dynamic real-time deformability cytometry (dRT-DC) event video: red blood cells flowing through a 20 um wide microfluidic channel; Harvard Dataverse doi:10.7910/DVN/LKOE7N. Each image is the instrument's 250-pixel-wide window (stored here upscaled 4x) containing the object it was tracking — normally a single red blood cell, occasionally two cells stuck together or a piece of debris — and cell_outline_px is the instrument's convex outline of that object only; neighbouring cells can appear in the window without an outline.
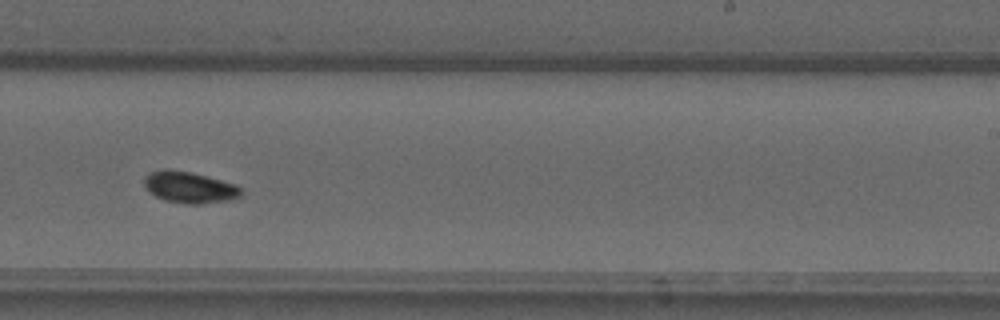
{"species": "common noctule bat (a hibernating species)", "species_latin": "Nyctalus noctula", "temperature_condition": "warm", "stored_images_in_passage": 30, "camera_frame_rate_fps": 3000, "um_per_image_px": 0.085, "animal": {"sex": "male", "forearm_length_mm": 52.5}, "frame": {"image": 1, "passage_image": 18, "time_ms": 5.667, "image_size_px": [1000, 320], "cell_outline_px": [[244, 192], [240, 196], [232, 200], [200, 204], [184, 204], [164, 200], [156, 196], [144, 184], [144, 176], [152, 172], [164, 168], [168, 168], [192, 172], [236, 184]], "centroid_in_image_um": [16.14, 15.92], "position_along_channel_um": 272.9, "area_um2": 17.86}, "authors_computed_cell_mechanics": {"area_um2": 16.9932, "velocity_mm_per_s": 3.8601, "shape_relaxation_time_tau1_ms": 4.3449, "shape_relaxation_time_tau2_ms": 0.554, "deformation_change_tau1": 0.1083, "deformation_change_tau2": 0.0284}}